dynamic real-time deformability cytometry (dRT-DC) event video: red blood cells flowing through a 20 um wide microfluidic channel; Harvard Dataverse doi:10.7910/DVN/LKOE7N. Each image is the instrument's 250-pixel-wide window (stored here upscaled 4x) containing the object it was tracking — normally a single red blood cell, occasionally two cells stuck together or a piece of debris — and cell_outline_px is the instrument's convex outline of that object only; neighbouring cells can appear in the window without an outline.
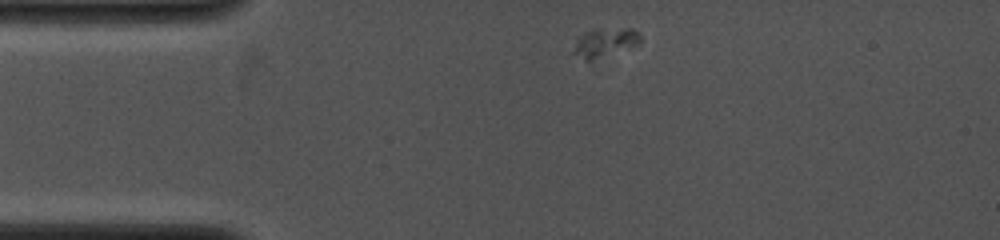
{"species": "common noctule bat (a hibernating species)", "species_latin": "Nyctalus noctula", "temperature_condition": "cold", "stored_images_in_passage": 36, "camera_frame_rate_fps": 4000, "um_per_image_px": 0.085, "animal": {"sex": "female", "body_mass_g": 19.0, "forearm_length_mm": 53.3}, "frame": {"image": 1, "passage_image": 1, "time_ms": 0.0, "image_size_px": [1000, 240], "cell_outline_px": [[640, 44], [592, 60], [588, 60], [572, 52], [576, 40], [580, 36], [592, 28], [632, 28], [640, 36]], "centroid_in_image_um": [51.42, 3.58], "position_along_channel_um": 33.6, "area_um2": 11.1}}
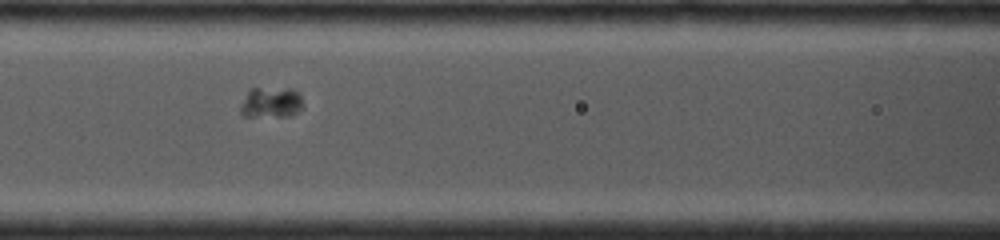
{"frame": {"image": 2, "passage_image": 11, "time_ms": 3.5, "image_size_px": [1000, 240], "cell_outline_px": [[304, 108], [292, 116], [244, 116], [240, 112], [240, 104], [248, 88], [292, 88], [300, 92], [304, 104]], "centroid_in_image_um": [23.08, 8.69], "position_along_channel_um": 143.5, "area_um2": 11.68}}
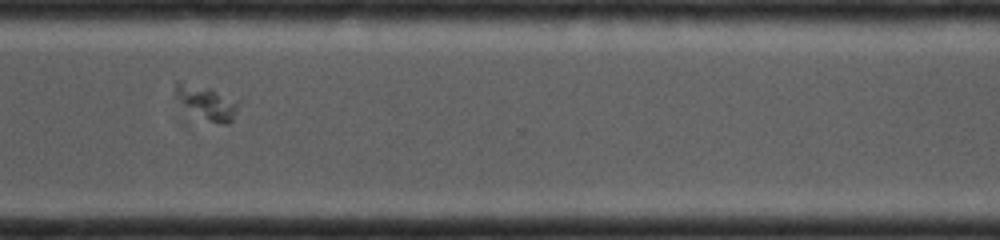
{"frame": {"image": 3, "passage_image": 26, "time_ms": 8.5, "image_size_px": [1000, 240], "cell_outline_px": [[240, 100], [232, 120], [228, 124], [224, 124], [208, 120], [184, 104], [172, 92], [176, 80], [180, 80], [212, 88]], "centroid_in_image_um": [17.58, 8.63], "position_along_channel_um": 353.0, "area_um2": 12.25}}